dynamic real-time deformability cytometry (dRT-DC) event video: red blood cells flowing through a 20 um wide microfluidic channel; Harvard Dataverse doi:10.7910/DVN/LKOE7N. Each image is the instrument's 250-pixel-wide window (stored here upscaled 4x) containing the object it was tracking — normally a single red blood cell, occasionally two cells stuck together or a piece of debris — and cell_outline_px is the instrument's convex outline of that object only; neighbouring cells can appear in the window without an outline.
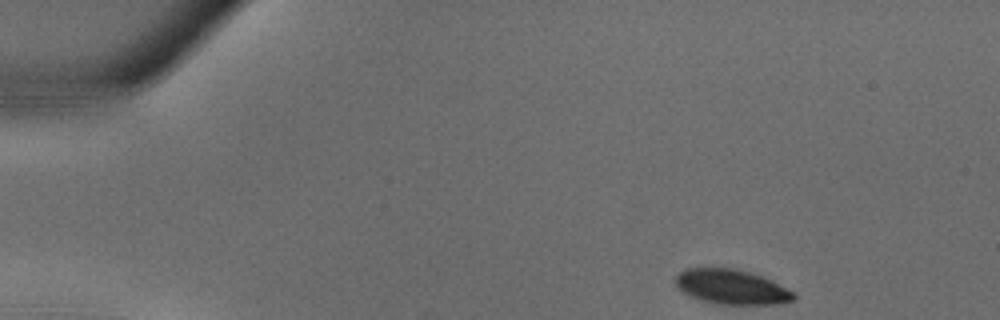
{"species": "common noctule bat (a hibernating species)", "species_latin": "Nyctalus noctula", "temperature_condition": "warm", "stored_images_in_passage": 32, "camera_frame_rate_fps": 3000, "um_per_image_px": 0.085, "animal": {"sex": "male", "body_mass_g": 18.8}, "frame": {"image": 1, "passage_image": 1, "time_ms": 0.0, "image_size_px": [1000, 320], "cell_outline_px": [[796, 296], [792, 300], [776, 304], [720, 304], [700, 300], [684, 292], [676, 284], [676, 276], [680, 272], [688, 268], [736, 268], [772, 280], [792, 292]], "centroid_in_image_um": [62.17, 24.38], "position_along_channel_um": 22.8, "area_um2": 23.47}}
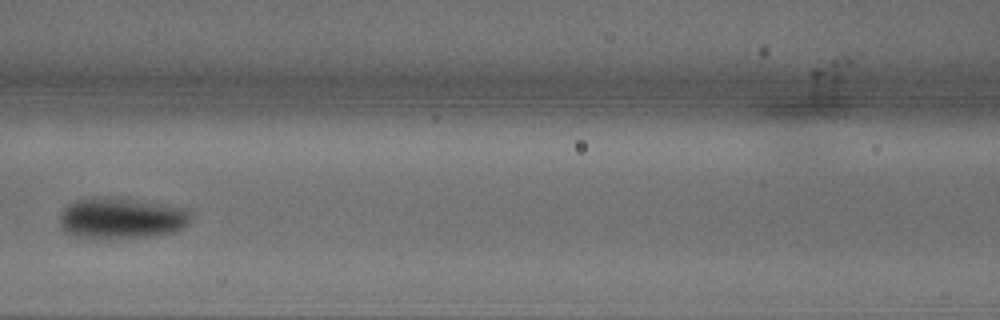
{"frame": {"image": 2, "passage_image": 13, "time_ms": 4.0, "image_size_px": [1000, 320], "cell_outline_px": [[192, 212], [188, 224], [184, 228], [172, 232], [152, 236], [108, 240], [92, 240], [72, 236], [60, 224], [60, 212], [68, 204], [76, 200], [120, 200], [164, 204], [188, 208]], "centroid_in_image_um": [10.34, 18.63], "position_along_channel_um": 156.3, "area_um2": 31.04}}
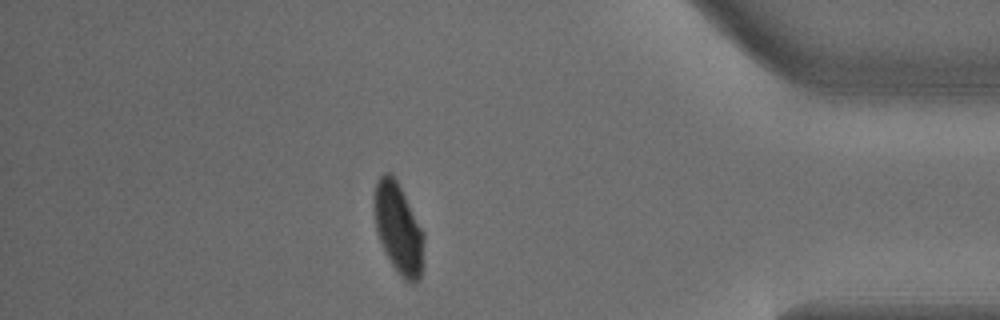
{"frame": {"image": 3, "passage_image": 28, "time_ms": 9.0, "image_size_px": [1000, 320], "cell_outline_px": [[424, 240], [420, 276], [416, 284], [408, 284], [400, 276], [392, 264], [380, 240], [376, 228], [372, 200], [372, 196], [376, 180], [384, 172], [392, 172], [424, 232]], "centroid_in_image_um": [33.84, 19.38], "position_along_channel_um": 401.4, "area_um2": 26.3}}